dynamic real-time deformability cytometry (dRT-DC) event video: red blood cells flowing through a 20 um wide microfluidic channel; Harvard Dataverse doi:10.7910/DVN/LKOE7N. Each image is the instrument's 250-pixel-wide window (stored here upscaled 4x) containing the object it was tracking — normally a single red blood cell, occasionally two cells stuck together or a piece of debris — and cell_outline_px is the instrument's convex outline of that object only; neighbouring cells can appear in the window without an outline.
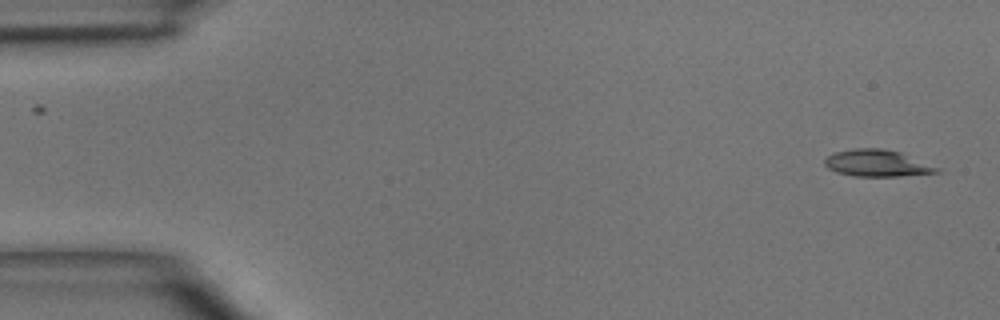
{"species": "common noctule bat (a hibernating species)", "species_latin": "Nyctalus noctula", "temperature_condition": "room temperature", "stored_images_in_passage": 5, "segment_of_instrument_passage": [2, 2], "camera_frame_rate_fps": 3000, "um_per_image_px": 0.085, "animal": {"sex": "male", "body_mass_g": 15.6}, "frame": {"image": 1, "passage_image": 5, "time_ms": 5.667, "image_size_px": [1000, 320], "cell_outline_px": [[944, 168], [940, 172], [900, 176], [856, 176], [836, 172], [828, 168], [824, 164], [824, 160], [828, 156], [836, 152], [856, 148], [880, 148], [900, 152]], "centroid_in_image_um": [74.62, 13.87], "position_along_channel_um": 10.4, "area_um2": 17.57}}